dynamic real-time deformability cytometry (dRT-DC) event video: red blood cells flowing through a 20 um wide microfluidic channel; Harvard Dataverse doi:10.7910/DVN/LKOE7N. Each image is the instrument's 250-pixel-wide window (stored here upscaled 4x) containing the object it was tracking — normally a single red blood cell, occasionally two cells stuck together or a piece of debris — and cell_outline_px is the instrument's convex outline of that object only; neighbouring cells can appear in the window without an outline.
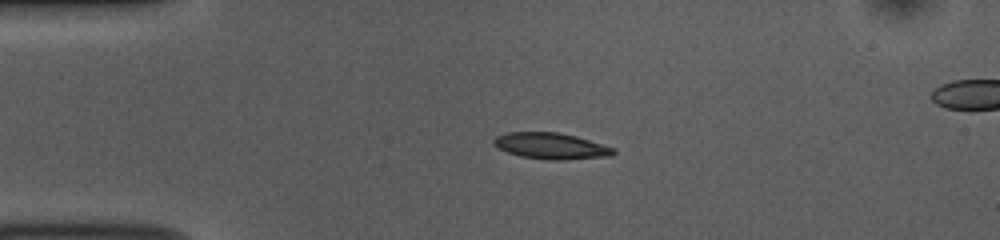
{"species": "common noctule bat (a hibernating species)", "species_latin": "Nyctalus noctula", "temperature_condition": "room temperature", "stored_images_in_passage": 43, "segment_of_instrument_passage": [1, 2], "camera_frame_rate_fps": 3000, "um_per_image_px": 0.085, "animal": {"sex": "female", "body_mass_g": 10.0, "forearm_length_mm": 53.1}, "frame": {"image": 1, "passage_image": 1, "time_ms": 0.0, "image_size_px": [1000, 240], "cell_outline_px": [[616, 152], [612, 156], [560, 160], [548, 160], [520, 156], [508, 152], [492, 144], [492, 140], [496, 136], [508, 132], [560, 132], [576, 136], [616, 148]], "centroid_in_image_um": [46.86, 12.4], "position_along_channel_um": 38.1, "area_um2": 18.38}}
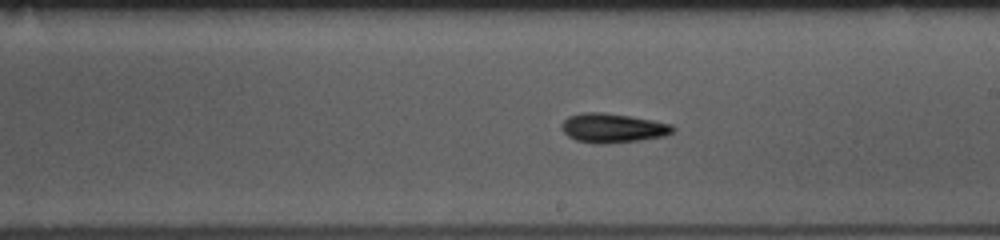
{"frame": {"image": 2, "passage_image": 19, "time_ms": 6.0, "image_size_px": [1000, 240], "cell_outline_px": [[676, 128], [672, 132], [664, 136], [640, 140], [604, 144], [592, 144], [576, 140], [568, 136], [560, 128], [560, 124], [568, 116], [580, 112], [604, 112], [652, 120], [672, 124]], "centroid_in_image_um": [52.04, 10.88], "position_along_channel_um": 237.0, "area_um2": 19.13}}
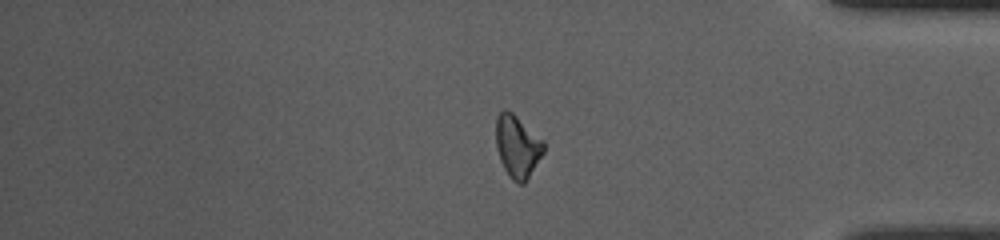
{"frame": {"image": 3, "passage_image": 33, "time_ms": 10.667, "image_size_px": [1000, 240], "cell_outline_px": [[544, 152], [528, 180], [524, 184], [520, 184], [512, 180], [508, 176], [500, 160], [496, 148], [496, 116], [504, 108], [512, 112], [544, 140]], "centroid_in_image_um": [43.98, 12.46], "position_along_channel_um": 391.2, "area_um2": 17.63}}